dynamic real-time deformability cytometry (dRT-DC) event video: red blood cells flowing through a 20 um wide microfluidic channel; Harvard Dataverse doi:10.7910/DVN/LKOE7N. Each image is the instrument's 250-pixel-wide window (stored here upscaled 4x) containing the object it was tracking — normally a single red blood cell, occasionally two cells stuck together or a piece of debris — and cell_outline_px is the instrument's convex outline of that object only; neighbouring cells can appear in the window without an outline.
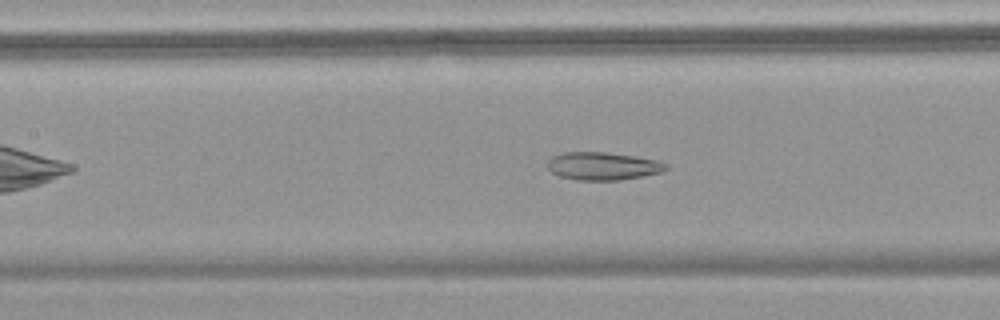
{"species": "common noctule bat (a hibernating species)", "species_latin": "Nyctalus noctula", "temperature_condition": "warm", "stored_images_in_passage": 39, "camera_frame_rate_fps": 3000, "um_per_image_px": 0.085, "animal": {"sex": "female", "body_mass_g": 18.4}, "frame": {"image": 1, "passage_image": 13, "time_ms": 4.0, "image_size_px": [1000, 320], "cell_outline_px": [[668, 168], [664, 172], [620, 180], [576, 180], [560, 176], [552, 172], [544, 164], [552, 156], [564, 152], [604, 152], [636, 156], [656, 160], [668, 164]], "centroid_in_image_um": [51.24, 14.11], "position_along_channel_um": 156.2, "area_um2": 19.42}}
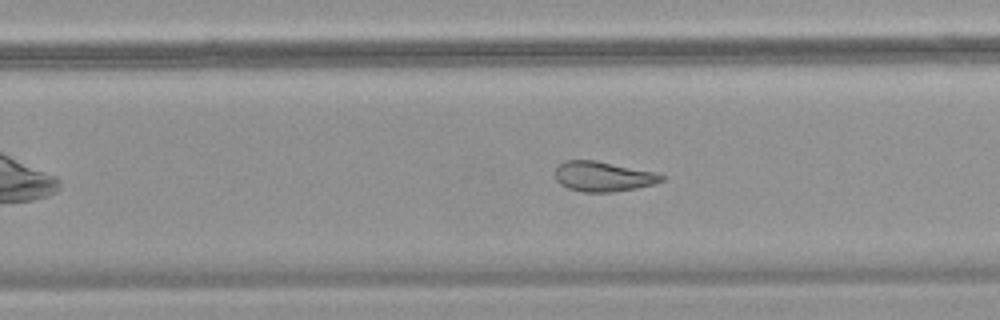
{"frame": {"image": 2, "passage_image": 22, "time_ms": 7.0, "image_size_px": [1000, 320], "cell_outline_px": [[664, 180], [656, 184], [636, 188], [612, 192], [580, 192], [568, 188], [560, 184], [556, 180], [556, 168], [564, 160], [596, 160], [656, 172], [664, 176]], "centroid_in_image_um": [51.28, 15.0], "position_along_channel_um": 278.5, "area_um2": 18.73}}
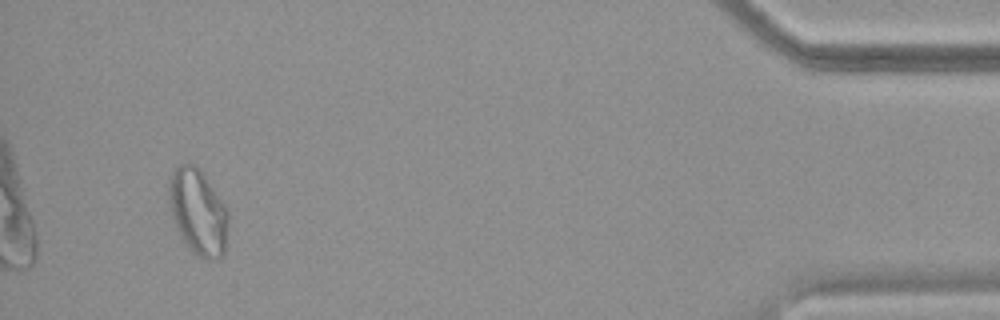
{"frame": {"image": 3, "passage_image": 37, "time_ms": 12.0, "image_size_px": [1000, 320], "cell_outline_px": [[228, 224], [224, 252], [220, 256], [208, 260], [204, 260], [184, 240], [176, 228], [172, 216], [168, 200], [168, 180], [172, 172], [180, 164], [196, 164], [200, 168], [224, 204], [228, 212]], "centroid_in_image_um": [16.82, 17.96], "position_along_channel_um": 418.4, "area_um2": 29.36}}